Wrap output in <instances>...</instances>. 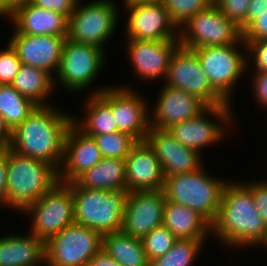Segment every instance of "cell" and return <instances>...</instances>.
<instances>
[{"instance_id":"cell-1","label":"cell","mask_w":267,"mask_h":266,"mask_svg":"<svg viewBox=\"0 0 267 266\" xmlns=\"http://www.w3.org/2000/svg\"><path fill=\"white\" fill-rule=\"evenodd\" d=\"M51 106H37L27 119L11 132L10 149L44 161L59 171L64 157V141L73 119Z\"/></svg>"},{"instance_id":"cell-2","label":"cell","mask_w":267,"mask_h":266,"mask_svg":"<svg viewBox=\"0 0 267 266\" xmlns=\"http://www.w3.org/2000/svg\"><path fill=\"white\" fill-rule=\"evenodd\" d=\"M226 182L212 232L223 243L234 247H267V226L255 208L251 190L245 184Z\"/></svg>"},{"instance_id":"cell-3","label":"cell","mask_w":267,"mask_h":266,"mask_svg":"<svg viewBox=\"0 0 267 266\" xmlns=\"http://www.w3.org/2000/svg\"><path fill=\"white\" fill-rule=\"evenodd\" d=\"M58 182V171L52 165L7 148L6 206L23 212Z\"/></svg>"},{"instance_id":"cell-4","label":"cell","mask_w":267,"mask_h":266,"mask_svg":"<svg viewBox=\"0 0 267 266\" xmlns=\"http://www.w3.org/2000/svg\"><path fill=\"white\" fill-rule=\"evenodd\" d=\"M74 197L75 223L93 229L101 235L119 232L129 190H95L67 183Z\"/></svg>"},{"instance_id":"cell-5","label":"cell","mask_w":267,"mask_h":266,"mask_svg":"<svg viewBox=\"0 0 267 266\" xmlns=\"http://www.w3.org/2000/svg\"><path fill=\"white\" fill-rule=\"evenodd\" d=\"M203 169L166 176L162 190L166 200L191 208L212 225L226 181L207 175Z\"/></svg>"},{"instance_id":"cell-6","label":"cell","mask_w":267,"mask_h":266,"mask_svg":"<svg viewBox=\"0 0 267 266\" xmlns=\"http://www.w3.org/2000/svg\"><path fill=\"white\" fill-rule=\"evenodd\" d=\"M102 249V235L73 223L45 242L47 266H87Z\"/></svg>"},{"instance_id":"cell-7","label":"cell","mask_w":267,"mask_h":266,"mask_svg":"<svg viewBox=\"0 0 267 266\" xmlns=\"http://www.w3.org/2000/svg\"><path fill=\"white\" fill-rule=\"evenodd\" d=\"M23 212L32 215L31 233L46 242L50 237L75 223L74 197L70 186L59 181Z\"/></svg>"},{"instance_id":"cell-8","label":"cell","mask_w":267,"mask_h":266,"mask_svg":"<svg viewBox=\"0 0 267 266\" xmlns=\"http://www.w3.org/2000/svg\"><path fill=\"white\" fill-rule=\"evenodd\" d=\"M183 28L182 33L179 30V42L185 48L197 49L232 43L245 45L242 31L214 3L191 17Z\"/></svg>"},{"instance_id":"cell-9","label":"cell","mask_w":267,"mask_h":266,"mask_svg":"<svg viewBox=\"0 0 267 266\" xmlns=\"http://www.w3.org/2000/svg\"><path fill=\"white\" fill-rule=\"evenodd\" d=\"M111 0H95L79 6L68 18L67 38L103 49L111 37L118 20L117 7Z\"/></svg>"},{"instance_id":"cell-10","label":"cell","mask_w":267,"mask_h":266,"mask_svg":"<svg viewBox=\"0 0 267 266\" xmlns=\"http://www.w3.org/2000/svg\"><path fill=\"white\" fill-rule=\"evenodd\" d=\"M165 85L181 89L198 97L207 106L229 104L210 84L198 55L189 48L178 46L173 52Z\"/></svg>"},{"instance_id":"cell-11","label":"cell","mask_w":267,"mask_h":266,"mask_svg":"<svg viewBox=\"0 0 267 266\" xmlns=\"http://www.w3.org/2000/svg\"><path fill=\"white\" fill-rule=\"evenodd\" d=\"M104 50L66 38L56 77L68 90L81 91L95 80L104 65Z\"/></svg>"},{"instance_id":"cell-12","label":"cell","mask_w":267,"mask_h":266,"mask_svg":"<svg viewBox=\"0 0 267 266\" xmlns=\"http://www.w3.org/2000/svg\"><path fill=\"white\" fill-rule=\"evenodd\" d=\"M238 43L192 49L199 57L202 70L211 86L230 103L231 90L248 67L247 56L238 52Z\"/></svg>"},{"instance_id":"cell-13","label":"cell","mask_w":267,"mask_h":266,"mask_svg":"<svg viewBox=\"0 0 267 266\" xmlns=\"http://www.w3.org/2000/svg\"><path fill=\"white\" fill-rule=\"evenodd\" d=\"M98 94L112 109L113 118L119 132L132 136L136 141H144L150 130V113L147 103L130 88H102Z\"/></svg>"},{"instance_id":"cell-14","label":"cell","mask_w":267,"mask_h":266,"mask_svg":"<svg viewBox=\"0 0 267 266\" xmlns=\"http://www.w3.org/2000/svg\"><path fill=\"white\" fill-rule=\"evenodd\" d=\"M230 104L208 106L196 117L173 124L167 130L183 146L199 152L202 147L217 143L225 135V128H223L222 123L231 124L232 122L231 116L233 115H231L232 111L230 112ZM206 114L214 115L221 124L210 121V119L206 118Z\"/></svg>"},{"instance_id":"cell-15","label":"cell","mask_w":267,"mask_h":266,"mask_svg":"<svg viewBox=\"0 0 267 266\" xmlns=\"http://www.w3.org/2000/svg\"><path fill=\"white\" fill-rule=\"evenodd\" d=\"M129 11L126 25L129 40H173L178 29L162 1L125 3Z\"/></svg>"},{"instance_id":"cell-16","label":"cell","mask_w":267,"mask_h":266,"mask_svg":"<svg viewBox=\"0 0 267 266\" xmlns=\"http://www.w3.org/2000/svg\"><path fill=\"white\" fill-rule=\"evenodd\" d=\"M166 198L163 190L129 192L121 231L143 239L163 223Z\"/></svg>"},{"instance_id":"cell-17","label":"cell","mask_w":267,"mask_h":266,"mask_svg":"<svg viewBox=\"0 0 267 266\" xmlns=\"http://www.w3.org/2000/svg\"><path fill=\"white\" fill-rule=\"evenodd\" d=\"M13 34L9 42L17 51L21 64L42 69L51 76L53 70L57 74L67 37L20 34L16 31Z\"/></svg>"},{"instance_id":"cell-18","label":"cell","mask_w":267,"mask_h":266,"mask_svg":"<svg viewBox=\"0 0 267 266\" xmlns=\"http://www.w3.org/2000/svg\"><path fill=\"white\" fill-rule=\"evenodd\" d=\"M145 140L160 161L164 177L194 172L202 167L201 152L183 146L167 129L150 127Z\"/></svg>"},{"instance_id":"cell-19","label":"cell","mask_w":267,"mask_h":266,"mask_svg":"<svg viewBox=\"0 0 267 266\" xmlns=\"http://www.w3.org/2000/svg\"><path fill=\"white\" fill-rule=\"evenodd\" d=\"M164 173L149 143L137 141L125 159V180L129 192L162 190Z\"/></svg>"},{"instance_id":"cell-20","label":"cell","mask_w":267,"mask_h":266,"mask_svg":"<svg viewBox=\"0 0 267 266\" xmlns=\"http://www.w3.org/2000/svg\"><path fill=\"white\" fill-rule=\"evenodd\" d=\"M102 158L95 139L87 136L72 124L65 136L64 157L58 171L59 181L74 182Z\"/></svg>"},{"instance_id":"cell-21","label":"cell","mask_w":267,"mask_h":266,"mask_svg":"<svg viewBox=\"0 0 267 266\" xmlns=\"http://www.w3.org/2000/svg\"><path fill=\"white\" fill-rule=\"evenodd\" d=\"M127 51L136 73L143 80L164 77L166 79L170 58L180 45L179 38L173 40H127Z\"/></svg>"},{"instance_id":"cell-22","label":"cell","mask_w":267,"mask_h":266,"mask_svg":"<svg viewBox=\"0 0 267 266\" xmlns=\"http://www.w3.org/2000/svg\"><path fill=\"white\" fill-rule=\"evenodd\" d=\"M150 127L167 129L171 125L196 117L208 106L184 90L164 85L156 103Z\"/></svg>"},{"instance_id":"cell-23","label":"cell","mask_w":267,"mask_h":266,"mask_svg":"<svg viewBox=\"0 0 267 266\" xmlns=\"http://www.w3.org/2000/svg\"><path fill=\"white\" fill-rule=\"evenodd\" d=\"M10 20L20 34L67 37L68 18L65 15L38 7L28 0H21L11 10Z\"/></svg>"},{"instance_id":"cell-24","label":"cell","mask_w":267,"mask_h":266,"mask_svg":"<svg viewBox=\"0 0 267 266\" xmlns=\"http://www.w3.org/2000/svg\"><path fill=\"white\" fill-rule=\"evenodd\" d=\"M29 234L0 237V266H38L45 263V242Z\"/></svg>"},{"instance_id":"cell-25","label":"cell","mask_w":267,"mask_h":266,"mask_svg":"<svg viewBox=\"0 0 267 266\" xmlns=\"http://www.w3.org/2000/svg\"><path fill=\"white\" fill-rule=\"evenodd\" d=\"M163 226L177 239H205L212 225L191 208L166 200Z\"/></svg>"},{"instance_id":"cell-26","label":"cell","mask_w":267,"mask_h":266,"mask_svg":"<svg viewBox=\"0 0 267 266\" xmlns=\"http://www.w3.org/2000/svg\"><path fill=\"white\" fill-rule=\"evenodd\" d=\"M75 182L80 187L95 190L126 188L125 160L103 157L92 168L81 174Z\"/></svg>"},{"instance_id":"cell-27","label":"cell","mask_w":267,"mask_h":266,"mask_svg":"<svg viewBox=\"0 0 267 266\" xmlns=\"http://www.w3.org/2000/svg\"><path fill=\"white\" fill-rule=\"evenodd\" d=\"M102 249L121 266H150L142 239L123 231L102 235Z\"/></svg>"},{"instance_id":"cell-28","label":"cell","mask_w":267,"mask_h":266,"mask_svg":"<svg viewBox=\"0 0 267 266\" xmlns=\"http://www.w3.org/2000/svg\"><path fill=\"white\" fill-rule=\"evenodd\" d=\"M54 79L48 72L29 65L21 64L11 85L24 97L37 106H49L46 98L52 93ZM54 84V85H53Z\"/></svg>"},{"instance_id":"cell-29","label":"cell","mask_w":267,"mask_h":266,"mask_svg":"<svg viewBox=\"0 0 267 266\" xmlns=\"http://www.w3.org/2000/svg\"><path fill=\"white\" fill-rule=\"evenodd\" d=\"M87 102L85 119L79 122L73 119L79 130L90 137L118 131L111 107L98 94H92Z\"/></svg>"},{"instance_id":"cell-30","label":"cell","mask_w":267,"mask_h":266,"mask_svg":"<svg viewBox=\"0 0 267 266\" xmlns=\"http://www.w3.org/2000/svg\"><path fill=\"white\" fill-rule=\"evenodd\" d=\"M37 107L11 84L0 85V113L11 132L22 124Z\"/></svg>"},{"instance_id":"cell-31","label":"cell","mask_w":267,"mask_h":266,"mask_svg":"<svg viewBox=\"0 0 267 266\" xmlns=\"http://www.w3.org/2000/svg\"><path fill=\"white\" fill-rule=\"evenodd\" d=\"M204 241V239H177L171 249L152 260L150 266H190Z\"/></svg>"},{"instance_id":"cell-32","label":"cell","mask_w":267,"mask_h":266,"mask_svg":"<svg viewBox=\"0 0 267 266\" xmlns=\"http://www.w3.org/2000/svg\"><path fill=\"white\" fill-rule=\"evenodd\" d=\"M102 157L126 159L132 146L137 142L132 136L124 132L97 135L93 137Z\"/></svg>"},{"instance_id":"cell-33","label":"cell","mask_w":267,"mask_h":266,"mask_svg":"<svg viewBox=\"0 0 267 266\" xmlns=\"http://www.w3.org/2000/svg\"><path fill=\"white\" fill-rule=\"evenodd\" d=\"M162 2L178 29H181L195 14L206 10L212 4L209 0H162Z\"/></svg>"},{"instance_id":"cell-34","label":"cell","mask_w":267,"mask_h":266,"mask_svg":"<svg viewBox=\"0 0 267 266\" xmlns=\"http://www.w3.org/2000/svg\"><path fill=\"white\" fill-rule=\"evenodd\" d=\"M177 238L165 226L161 225L150 231L143 239V246L149 262L166 254Z\"/></svg>"},{"instance_id":"cell-35","label":"cell","mask_w":267,"mask_h":266,"mask_svg":"<svg viewBox=\"0 0 267 266\" xmlns=\"http://www.w3.org/2000/svg\"><path fill=\"white\" fill-rule=\"evenodd\" d=\"M250 0H216L214 4L241 31L247 27V8Z\"/></svg>"},{"instance_id":"cell-36","label":"cell","mask_w":267,"mask_h":266,"mask_svg":"<svg viewBox=\"0 0 267 266\" xmlns=\"http://www.w3.org/2000/svg\"><path fill=\"white\" fill-rule=\"evenodd\" d=\"M7 46L0 51V85L11 84L21 66L17 51L10 42Z\"/></svg>"},{"instance_id":"cell-37","label":"cell","mask_w":267,"mask_h":266,"mask_svg":"<svg viewBox=\"0 0 267 266\" xmlns=\"http://www.w3.org/2000/svg\"><path fill=\"white\" fill-rule=\"evenodd\" d=\"M242 39L244 42L267 40V9L242 31Z\"/></svg>"},{"instance_id":"cell-38","label":"cell","mask_w":267,"mask_h":266,"mask_svg":"<svg viewBox=\"0 0 267 266\" xmlns=\"http://www.w3.org/2000/svg\"><path fill=\"white\" fill-rule=\"evenodd\" d=\"M250 190L254 205L267 226V182L245 184Z\"/></svg>"},{"instance_id":"cell-39","label":"cell","mask_w":267,"mask_h":266,"mask_svg":"<svg viewBox=\"0 0 267 266\" xmlns=\"http://www.w3.org/2000/svg\"><path fill=\"white\" fill-rule=\"evenodd\" d=\"M31 4L47 10L56 11L67 18L73 13L78 0H28Z\"/></svg>"},{"instance_id":"cell-40","label":"cell","mask_w":267,"mask_h":266,"mask_svg":"<svg viewBox=\"0 0 267 266\" xmlns=\"http://www.w3.org/2000/svg\"><path fill=\"white\" fill-rule=\"evenodd\" d=\"M246 48L254 56L257 72H267V40L244 42Z\"/></svg>"},{"instance_id":"cell-41","label":"cell","mask_w":267,"mask_h":266,"mask_svg":"<svg viewBox=\"0 0 267 266\" xmlns=\"http://www.w3.org/2000/svg\"><path fill=\"white\" fill-rule=\"evenodd\" d=\"M253 78L254 94L261 106H267V72H256Z\"/></svg>"},{"instance_id":"cell-42","label":"cell","mask_w":267,"mask_h":266,"mask_svg":"<svg viewBox=\"0 0 267 266\" xmlns=\"http://www.w3.org/2000/svg\"><path fill=\"white\" fill-rule=\"evenodd\" d=\"M0 204L7 205V149L0 150Z\"/></svg>"},{"instance_id":"cell-43","label":"cell","mask_w":267,"mask_h":266,"mask_svg":"<svg viewBox=\"0 0 267 266\" xmlns=\"http://www.w3.org/2000/svg\"><path fill=\"white\" fill-rule=\"evenodd\" d=\"M267 9V0H250L247 8V26Z\"/></svg>"},{"instance_id":"cell-44","label":"cell","mask_w":267,"mask_h":266,"mask_svg":"<svg viewBox=\"0 0 267 266\" xmlns=\"http://www.w3.org/2000/svg\"><path fill=\"white\" fill-rule=\"evenodd\" d=\"M87 266H121L117 261L110 257L103 249L87 263Z\"/></svg>"},{"instance_id":"cell-45","label":"cell","mask_w":267,"mask_h":266,"mask_svg":"<svg viewBox=\"0 0 267 266\" xmlns=\"http://www.w3.org/2000/svg\"><path fill=\"white\" fill-rule=\"evenodd\" d=\"M11 143V130L7 127L0 113V150L7 149Z\"/></svg>"},{"instance_id":"cell-46","label":"cell","mask_w":267,"mask_h":266,"mask_svg":"<svg viewBox=\"0 0 267 266\" xmlns=\"http://www.w3.org/2000/svg\"><path fill=\"white\" fill-rule=\"evenodd\" d=\"M9 16L11 18V9L2 1L0 0V16Z\"/></svg>"},{"instance_id":"cell-47","label":"cell","mask_w":267,"mask_h":266,"mask_svg":"<svg viewBox=\"0 0 267 266\" xmlns=\"http://www.w3.org/2000/svg\"><path fill=\"white\" fill-rule=\"evenodd\" d=\"M11 10L21 1V0H2Z\"/></svg>"},{"instance_id":"cell-48","label":"cell","mask_w":267,"mask_h":266,"mask_svg":"<svg viewBox=\"0 0 267 266\" xmlns=\"http://www.w3.org/2000/svg\"><path fill=\"white\" fill-rule=\"evenodd\" d=\"M154 1H162V0H124L125 3H134V2H154Z\"/></svg>"}]
</instances>
